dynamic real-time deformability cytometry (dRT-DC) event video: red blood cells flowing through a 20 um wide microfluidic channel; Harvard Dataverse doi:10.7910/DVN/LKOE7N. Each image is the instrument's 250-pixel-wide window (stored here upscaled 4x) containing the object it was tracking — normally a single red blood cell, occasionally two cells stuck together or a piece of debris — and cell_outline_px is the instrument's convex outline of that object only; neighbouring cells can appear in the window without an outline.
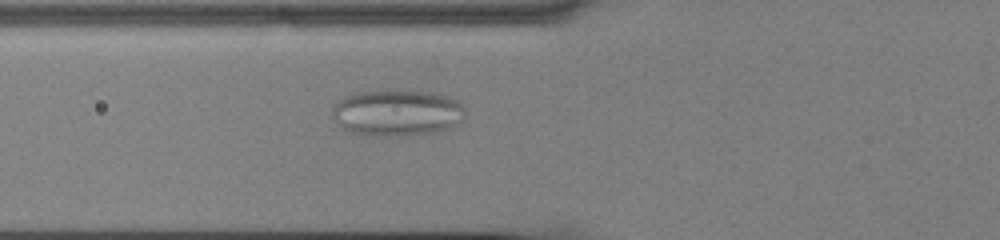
{"species": "common noctule bat (a hibernating species)", "species_latin": "Nyctalus noctula", "temperature_condition": "cold", "stored_images_in_passage": 42, "camera_frame_rate_fps": 3000, "um_per_image_px": 0.085, "animal": {"sex": "male", "body_mass_g": 13.0, "forearm_length_mm": 53.1}, "frame": {"image": 1, "passage_image": 7, "time_ms": 2.0, "image_size_px": [1000, 240], "cell_outline_px": [[464, 120], [460, 124], [444, 132], [400, 136], [380, 136], [348, 132], [332, 116], [332, 108], [344, 96], [356, 92], [380, 88], [388, 88], [432, 92], [448, 96], [456, 100], [464, 108]], "centroid_in_image_um": [33.79, 9.57], "position_along_channel_um": 92.0, "area_um2": 37.05}}
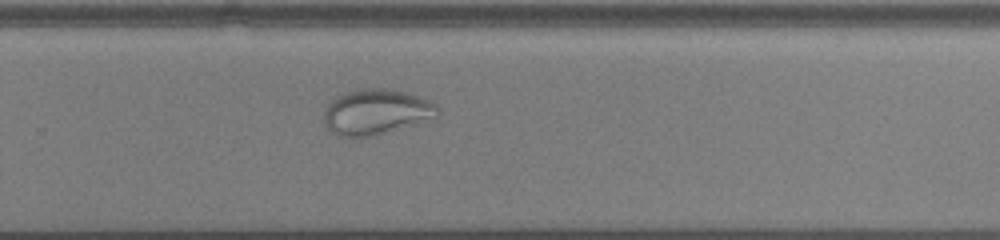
{"frame": {"image": 2, "passage_image": 24, "time_ms": 7.667, "image_size_px": [1000, 240], "cell_outline_px": [[436, 116], [372, 136], [336, 136], [324, 124], [324, 112], [328, 104], [336, 96], [344, 92], [356, 88], [384, 88], [408, 92], [428, 100], [436, 104]], "centroid_in_image_um": [31.89, 9.48], "position_along_channel_um": 297.9, "area_um2": 29.59}}
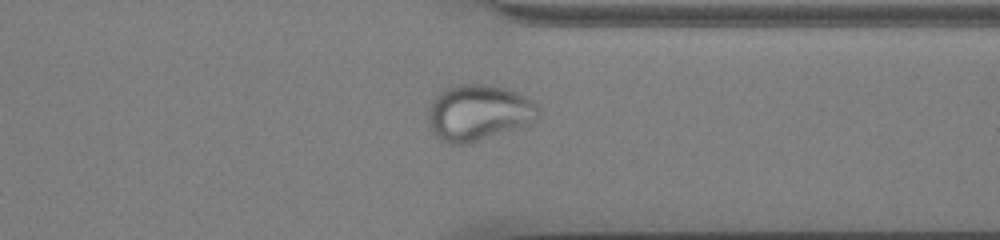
{"frame": {"image": 3, "passage_image": 30, "time_ms": 9.667, "image_size_px": [1000, 240], "cell_outline_px": [[540, 112], [536, 120], [520, 128], [464, 144], [448, 144], [440, 140], [432, 132], [428, 124], [428, 108], [432, 100], [440, 92], [456, 84], [492, 84], [508, 88], [532, 100], [540, 108]], "centroid_in_image_um": [40.67, 9.57], "position_along_channel_um": 370.7, "area_um2": 36.3}}